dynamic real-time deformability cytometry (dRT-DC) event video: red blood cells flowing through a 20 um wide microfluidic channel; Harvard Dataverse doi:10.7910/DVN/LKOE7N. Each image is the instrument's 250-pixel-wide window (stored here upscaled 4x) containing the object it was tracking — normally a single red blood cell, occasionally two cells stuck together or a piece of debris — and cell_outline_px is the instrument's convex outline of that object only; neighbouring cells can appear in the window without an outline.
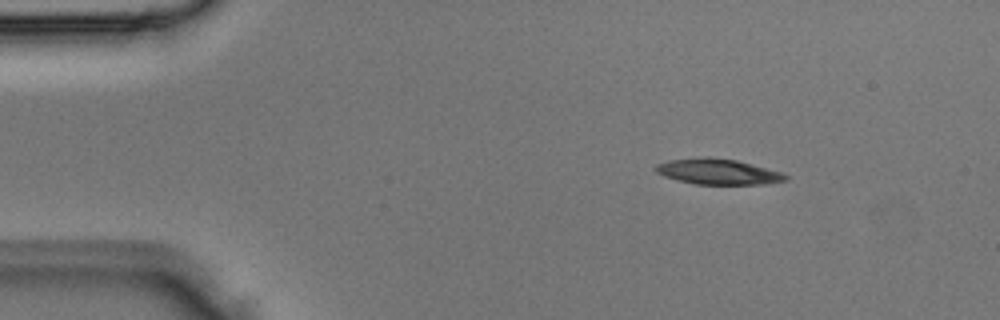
{"species": "Egyptian fruit bat (a non-hibernating species)", "species_latin": "Rousettus aegyptiacus", "temperature_condition": "room temperature", "stored_images_in_passage": 2, "camera_frame_rate_fps": 3000, "um_per_image_px": 0.085, "animal": {"sex": "male"}, "frame": {"image": 1, "passage_image": 1, "time_ms": 0.0, "image_size_px": [1000, 320], "cell_outline_px": [[788, 180], [764, 184], [696, 184], [676, 180], [664, 176], [656, 172], [656, 164], [668, 160], [704, 156], [708, 156], [736, 160], [752, 164], [780, 172], [788, 176]], "centroid_in_image_um": [61.0, 14.58], "position_along_channel_um": 24.0, "area_um2": 19.36}}